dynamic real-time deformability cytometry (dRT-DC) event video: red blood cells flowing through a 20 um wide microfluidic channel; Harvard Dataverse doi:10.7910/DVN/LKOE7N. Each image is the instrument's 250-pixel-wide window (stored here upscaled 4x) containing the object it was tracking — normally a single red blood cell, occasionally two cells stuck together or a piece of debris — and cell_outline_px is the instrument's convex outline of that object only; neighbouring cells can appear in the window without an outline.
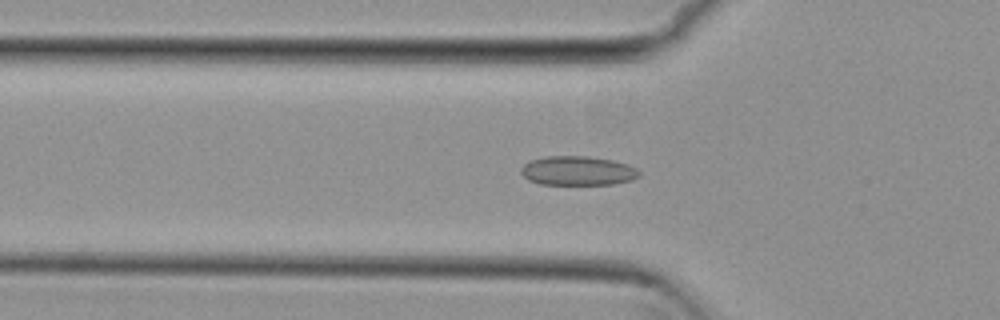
{"species": "common noctule bat (a hibernating species)", "species_latin": "Nyctalus noctula", "temperature_condition": "cold", "stored_images_in_passage": 39, "camera_frame_rate_fps": 3000, "um_per_image_px": 0.085, "animal": {"sex": "female", "body_mass_g": 29.2, "forearm_length_mm": 56.3}, "frame": {"image": 1, "passage_image": 2, "time_ms": 0.333, "image_size_px": [1000, 320], "cell_outline_px": [[640, 176], [632, 180], [612, 184], [540, 184], [528, 180], [520, 172], [520, 168], [524, 164], [532, 160], [544, 156], [588, 156], [612, 160], [628, 164], [636, 168], [640, 172]], "centroid_in_image_um": [49.11, 14.51], "position_along_channel_um": 76.7, "area_um2": 20.17}}
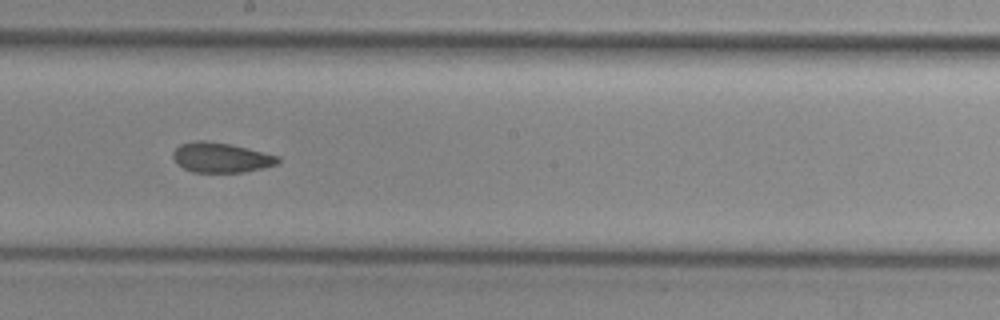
{"frame": {"image": 2, "passage_image": 14, "time_ms": 4.333, "image_size_px": [1000, 320], "cell_outline_px": [[280, 164], [244, 172], [192, 172], [176, 164], [172, 156], [172, 152], [180, 144], [196, 140], [204, 140], [228, 144], [248, 148], [280, 156]], "centroid_in_image_um": [18.79, 13.39], "position_along_channel_um": 229.4, "area_um2": 18.44}}
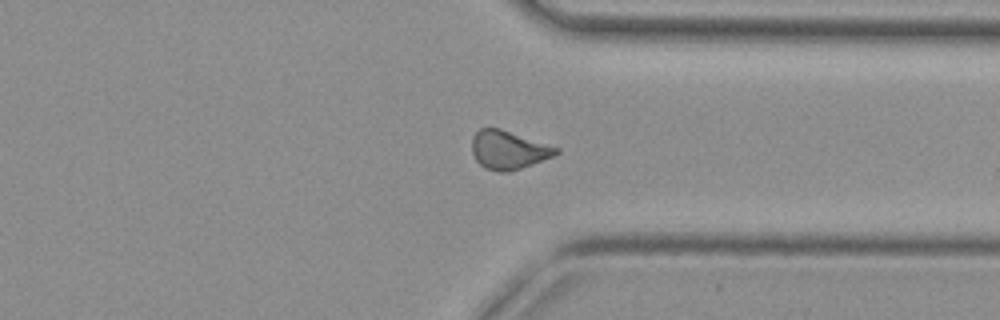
{"frame": {"image": 3, "passage_image": 25, "time_ms": 8.0, "image_size_px": [1000, 320], "cell_outline_px": [[560, 152], [552, 156], [532, 164], [508, 172], [496, 172], [484, 168], [476, 160], [472, 152], [472, 140], [476, 132], [480, 128], [500, 128], [560, 148]], "centroid_in_image_um": [43.2, 12.75], "position_along_channel_um": 368.2, "area_um2": 18.79}, "authors_computed_cell_mechanics": {"area_um2": 18.6694, "velocity_mm_per_s": 3.8086, "shape_relaxation_time_tau1_ms": null, "shape_relaxation_time_tau2_ms": 2.3021, "deformation_change_tau1": null, "deformation_change_tau2": 0.0579}}